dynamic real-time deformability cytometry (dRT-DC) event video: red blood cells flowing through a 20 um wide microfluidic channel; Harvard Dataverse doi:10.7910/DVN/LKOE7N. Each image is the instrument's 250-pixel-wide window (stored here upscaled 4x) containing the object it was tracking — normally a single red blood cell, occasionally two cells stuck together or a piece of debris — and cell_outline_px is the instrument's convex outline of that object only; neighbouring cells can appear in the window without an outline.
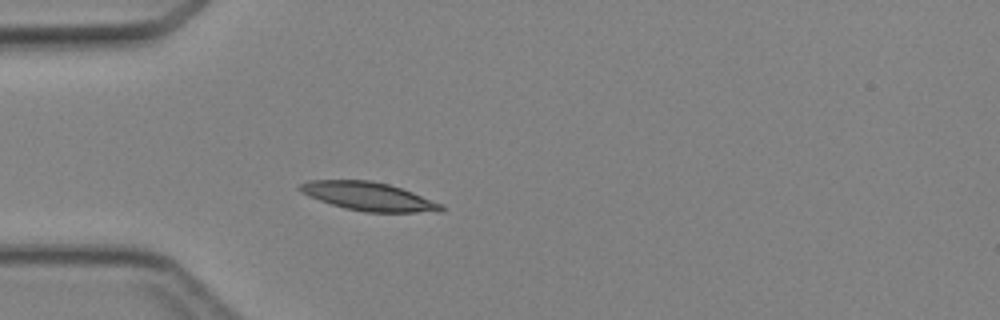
{"species": "Egyptian fruit bat (a non-hibernating species)", "species_latin": "Rousettus aegyptiacus", "temperature_condition": "cold", "stored_images_in_passage": 3, "camera_frame_rate_fps": 3000, "um_per_image_px": 0.085, "animal": {"sex": "female"}, "frame": {"image": 1, "passage_image": 3, "time_ms": 2.333, "image_size_px": [1000, 320], "cell_outline_px": [[444, 208], [440, 212], [364, 212], [344, 208], [308, 196], [300, 192], [296, 188], [300, 184], [308, 180], [372, 180], [388, 184], [412, 192], [444, 204]], "centroid_in_image_um": [31.32, 16.69], "position_along_channel_um": 53.7, "area_um2": 23.52}}